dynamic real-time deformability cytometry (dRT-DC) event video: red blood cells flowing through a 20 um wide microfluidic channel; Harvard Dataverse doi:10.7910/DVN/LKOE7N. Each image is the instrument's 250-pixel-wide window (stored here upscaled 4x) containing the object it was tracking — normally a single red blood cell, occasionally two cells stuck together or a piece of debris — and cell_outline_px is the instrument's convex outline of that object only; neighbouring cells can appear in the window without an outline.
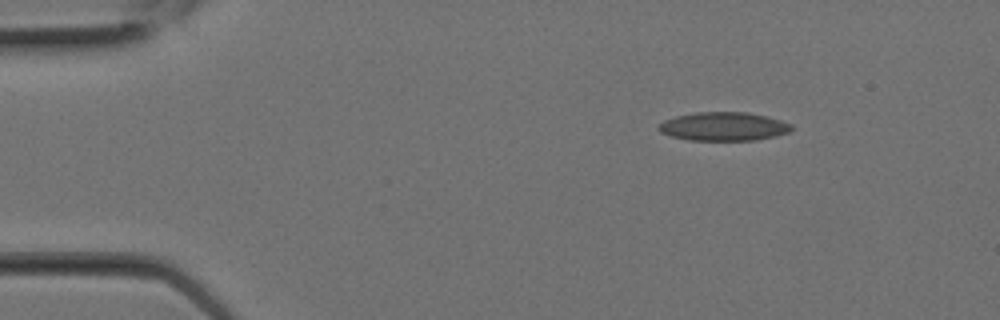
{"species": "Egyptian fruit bat (a non-hibernating species)", "species_latin": "Rousettus aegyptiacus", "temperature_condition": "room temperature", "stored_images_in_passage": 3, "segment_of_instrument_passage": [2, 2], "camera_frame_rate_fps": 3000, "um_per_image_px": 0.085, "animal": {"sex": "female"}, "frame": {"image": 1, "passage_image": 3, "time_ms": 0.667, "image_size_px": [1000, 320], "cell_outline_px": [[796, 128], [788, 132], [776, 136], [756, 140], [688, 140], [672, 136], [660, 132], [656, 128], [664, 120], [676, 116], [696, 112], [748, 112], [768, 116], [792, 124]], "centroid_in_image_um": [61.54, 10.74], "position_along_channel_um": 23.5, "area_um2": 22.31}}